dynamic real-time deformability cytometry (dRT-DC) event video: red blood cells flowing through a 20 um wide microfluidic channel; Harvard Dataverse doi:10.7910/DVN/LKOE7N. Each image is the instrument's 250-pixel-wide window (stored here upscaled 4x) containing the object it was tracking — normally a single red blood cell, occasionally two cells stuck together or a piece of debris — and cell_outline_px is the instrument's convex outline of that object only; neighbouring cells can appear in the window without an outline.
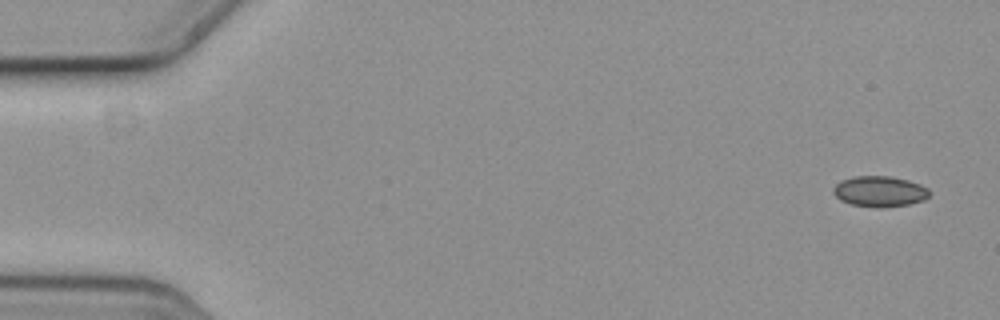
{"species": "common noctule bat (a hibernating species)", "species_latin": "Nyctalus noctula", "temperature_condition": "cold", "stored_images_in_passage": 5, "camera_frame_rate_fps": 3000, "um_per_image_px": 0.085, "animal": {"sex": "female", "body_mass_g": 19.3, "forearm_length_mm": 54.1}, "frame": {"image": 1, "passage_image": 1, "time_ms": 0.0, "image_size_px": [1000, 320], "cell_outline_px": [[928, 196], [924, 200], [908, 204], [876, 208], [852, 204], [840, 200], [832, 192], [832, 188], [840, 180], [852, 176], [892, 176], [908, 180], [920, 184], [928, 188]], "centroid_in_image_um": [74.74, 16.26], "position_along_channel_um": 10.3, "area_um2": 17.22}}
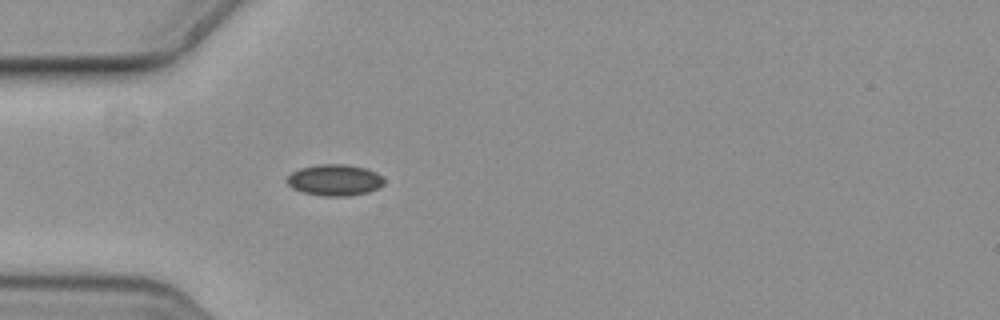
{"frame": {"image": 2, "passage_image": 5, "time_ms": 1.333, "image_size_px": [1000, 320], "cell_outline_px": [[384, 184], [368, 192], [348, 196], [320, 196], [304, 192], [292, 188], [284, 180], [292, 172], [300, 168], [320, 164], [344, 164], [364, 168], [376, 172], [384, 180]], "centroid_in_image_um": [28.41, 15.31], "position_along_channel_um": 56.6, "area_um2": 17.63}}